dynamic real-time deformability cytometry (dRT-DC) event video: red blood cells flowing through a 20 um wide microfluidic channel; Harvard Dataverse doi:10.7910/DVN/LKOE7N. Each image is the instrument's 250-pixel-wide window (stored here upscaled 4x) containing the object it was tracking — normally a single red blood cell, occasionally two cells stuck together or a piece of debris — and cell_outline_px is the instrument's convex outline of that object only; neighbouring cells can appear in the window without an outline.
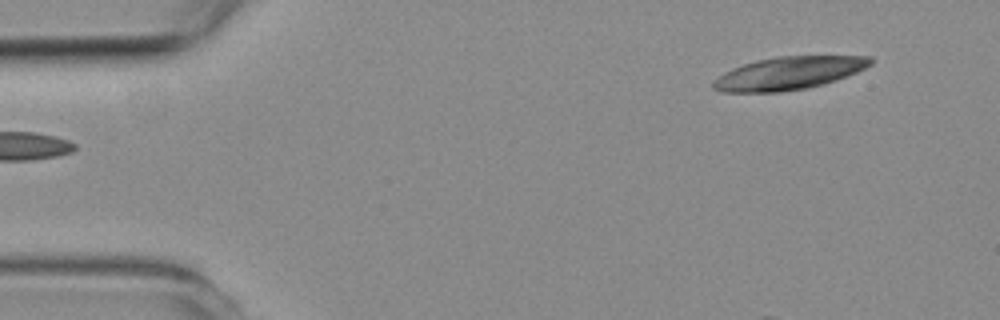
{"species": "common noctule bat (a hibernating species)", "species_latin": "Nyctalus noctula", "temperature_condition": "room temperature", "stored_images_in_passage": 3, "camera_frame_rate_fps": 3000, "um_per_image_px": 0.085, "animal": {"sex": "female", "body_mass_g": 19.3, "forearm_length_mm": 54.1}, "frame": {"image": 1, "passage_image": 3, "time_ms": 2.333, "image_size_px": [1000, 320], "cell_outline_px": [[872, 64], [856, 72], [836, 80], [824, 84], [808, 88], [780, 92], [720, 92], [712, 88], [712, 84], [724, 72], [732, 68], [756, 60], [776, 56], [872, 56]], "centroid_in_image_um": [67.04, 6.22], "position_along_channel_um": 18.0, "area_um2": 30.06}}